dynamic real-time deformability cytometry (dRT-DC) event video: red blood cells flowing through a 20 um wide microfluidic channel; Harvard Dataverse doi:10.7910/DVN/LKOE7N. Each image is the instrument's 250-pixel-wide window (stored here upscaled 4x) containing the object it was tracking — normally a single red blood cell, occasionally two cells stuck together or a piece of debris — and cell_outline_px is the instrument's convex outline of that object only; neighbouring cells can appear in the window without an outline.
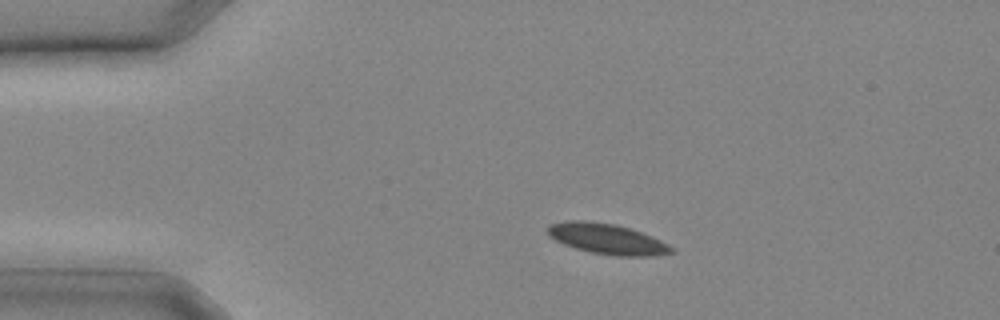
{"species": "common noctule bat (a hibernating species)", "species_latin": "Nyctalus noctula", "temperature_condition": "cold", "stored_images_in_passage": 11, "camera_frame_rate_fps": 3000, "um_per_image_px": 0.085, "animal": {"sex": "male", "body_mass_g": 20.4}, "frame": {"image": 1, "passage_image": 5, "time_ms": 1.333, "image_size_px": [1000, 320], "cell_outline_px": [[676, 252], [656, 256], [616, 256], [592, 252], [576, 248], [564, 244], [548, 236], [548, 224], [568, 220], [584, 220], [616, 224], [652, 236], [676, 248]], "centroid_in_image_um": [51.63, 20.31], "position_along_channel_um": 33.4, "area_um2": 22.08}}
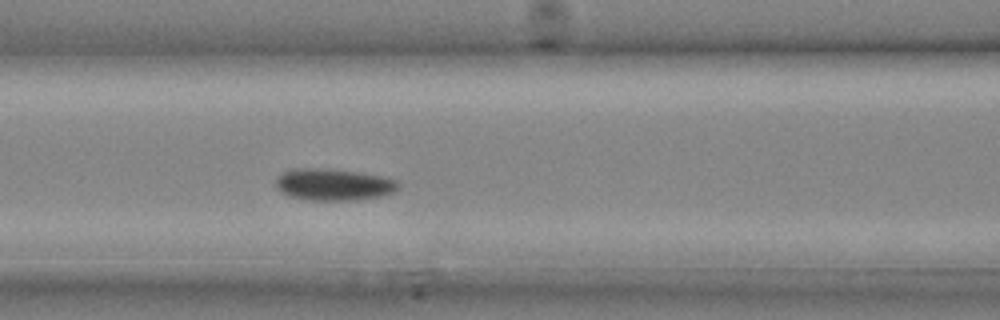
{"frame": {"image": 2, "passage_image": 11, "time_ms": 3.333, "image_size_px": [1000, 320], "cell_outline_px": [[400, 188], [392, 192], [380, 196], [356, 200], [312, 200], [288, 196], [280, 192], [276, 188], [276, 176], [288, 168], [328, 168], [360, 172], [380, 176], [396, 180], [400, 184]], "centroid_in_image_um": [28.3, 15.67], "position_along_channel_um": 138.3, "area_um2": 23.0}}